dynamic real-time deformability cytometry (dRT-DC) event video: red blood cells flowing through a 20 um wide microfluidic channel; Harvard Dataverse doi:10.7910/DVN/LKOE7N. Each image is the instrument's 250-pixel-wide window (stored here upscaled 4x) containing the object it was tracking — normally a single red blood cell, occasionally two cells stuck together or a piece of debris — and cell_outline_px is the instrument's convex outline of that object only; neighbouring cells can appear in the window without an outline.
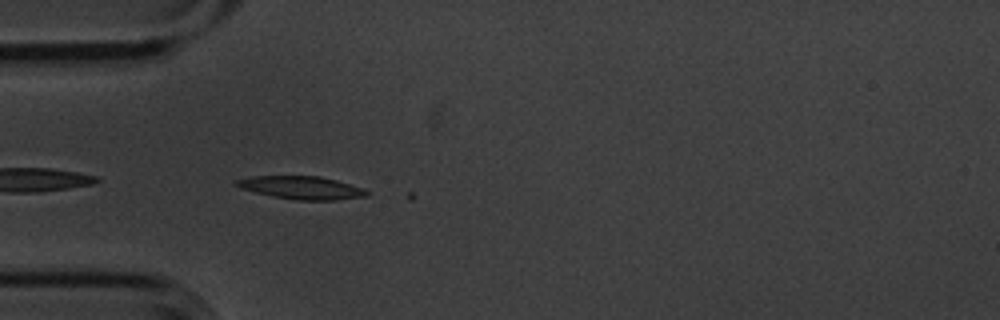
{"species": "common noctule bat (a hibernating species)", "species_latin": "Nyctalus noctula", "temperature_condition": "cold", "stored_images_in_passage": 4, "camera_frame_rate_fps": 3000, "um_per_image_px": 0.085, "animal": {"sex": "male", "body_mass_g": 20.1, "forearm_length_mm": 53.5}, "frame": {"image": 1, "passage_image": 4, "time_ms": 1.0, "image_size_px": [1000, 320], "cell_outline_px": [[372, 192], [368, 196], [336, 200], [296, 200], [272, 196], [240, 188], [232, 184], [236, 180], [252, 176], [320, 176], [336, 180], [364, 188]], "centroid_in_image_um": [25.66, 15.95], "position_along_channel_um": 59.3, "area_um2": 17.57}}